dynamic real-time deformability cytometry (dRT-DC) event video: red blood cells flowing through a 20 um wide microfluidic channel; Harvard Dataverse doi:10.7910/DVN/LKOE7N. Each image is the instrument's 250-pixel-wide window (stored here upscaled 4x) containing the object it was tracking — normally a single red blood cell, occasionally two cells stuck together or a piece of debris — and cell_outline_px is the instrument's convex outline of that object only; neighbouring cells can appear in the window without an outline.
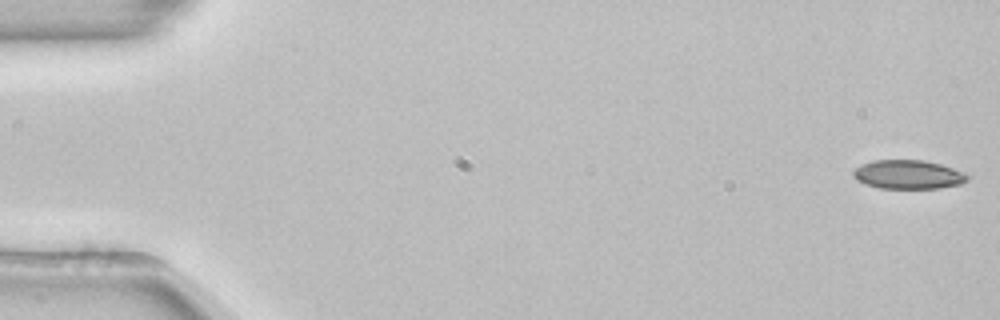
{"species": "common noctule bat (a hibernating species)", "species_latin": "Nyctalus noctula", "temperature_condition": "room temperature", "stored_images_in_passage": 53, "camera_frame_rate_fps": 3000, "um_per_image_px": 0.085, "animal": {"sex": "female", "body_mass_g": 22.7, "forearm_length_mm": 54.2}, "frame": {"image": 1, "passage_image": 1, "time_ms": 0.0, "image_size_px": [1000, 320], "cell_outline_px": [[972, 176], [968, 180], [960, 184], [940, 188], [880, 188], [864, 184], [856, 180], [852, 176], [852, 172], [856, 168], [872, 160], [924, 160], [940, 164], [964, 172]], "centroid_in_image_um": [77.21, 14.84], "position_along_channel_um": 7.8, "area_um2": 19.31}}
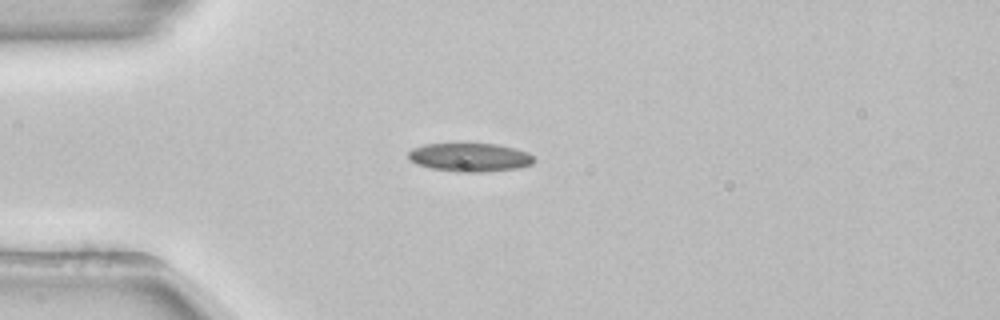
{"frame": {"image": 2, "passage_image": 14, "time_ms": 4.333, "image_size_px": [1000, 320], "cell_outline_px": [[536, 160], [532, 164], [516, 168], [484, 172], [456, 172], [432, 168], [416, 164], [408, 156], [408, 152], [412, 148], [424, 144], [496, 144], [516, 148], [528, 152]], "centroid_in_image_um": [39.95, 13.37], "position_along_channel_um": 45.0, "area_um2": 20.87}}
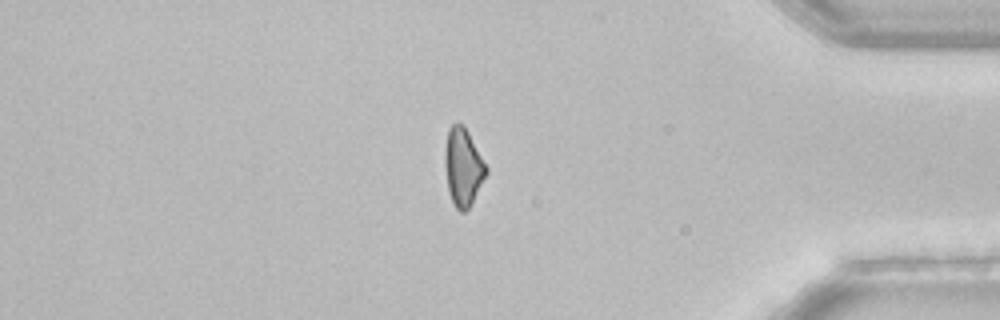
{"frame": {"image": 3, "passage_image": 45, "time_ms": 14.667, "image_size_px": [1000, 320], "cell_outline_px": [[488, 172], [472, 204], [464, 212], [460, 212], [456, 208], [448, 192], [444, 164], [444, 152], [448, 128], [456, 120], [464, 124], [488, 168]], "centroid_in_image_um": [39.35, 14.17], "position_along_channel_um": 395.8, "area_um2": 19.07}}